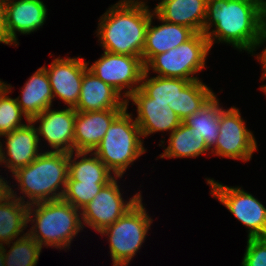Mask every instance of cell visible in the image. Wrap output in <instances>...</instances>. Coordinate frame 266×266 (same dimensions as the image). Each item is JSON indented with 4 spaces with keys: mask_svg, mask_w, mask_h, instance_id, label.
Listing matches in <instances>:
<instances>
[{
    "mask_svg": "<svg viewBox=\"0 0 266 266\" xmlns=\"http://www.w3.org/2000/svg\"><path fill=\"white\" fill-rule=\"evenodd\" d=\"M46 5L42 0H5L8 45H19L16 32L30 34L45 23Z\"/></svg>",
    "mask_w": 266,
    "mask_h": 266,
    "instance_id": "obj_16",
    "label": "cell"
},
{
    "mask_svg": "<svg viewBox=\"0 0 266 266\" xmlns=\"http://www.w3.org/2000/svg\"><path fill=\"white\" fill-rule=\"evenodd\" d=\"M207 0H161L152 12L160 20L175 23L203 33Z\"/></svg>",
    "mask_w": 266,
    "mask_h": 266,
    "instance_id": "obj_20",
    "label": "cell"
},
{
    "mask_svg": "<svg viewBox=\"0 0 266 266\" xmlns=\"http://www.w3.org/2000/svg\"><path fill=\"white\" fill-rule=\"evenodd\" d=\"M131 116L126 107L113 120L93 151L114 176L121 178L129 165L146 152L140 128Z\"/></svg>",
    "mask_w": 266,
    "mask_h": 266,
    "instance_id": "obj_5",
    "label": "cell"
},
{
    "mask_svg": "<svg viewBox=\"0 0 266 266\" xmlns=\"http://www.w3.org/2000/svg\"><path fill=\"white\" fill-rule=\"evenodd\" d=\"M191 81L179 78L166 77H148V73L144 71L140 89L150 98L155 101L169 103L168 105L174 108V101L178 90H183Z\"/></svg>",
    "mask_w": 266,
    "mask_h": 266,
    "instance_id": "obj_27",
    "label": "cell"
},
{
    "mask_svg": "<svg viewBox=\"0 0 266 266\" xmlns=\"http://www.w3.org/2000/svg\"><path fill=\"white\" fill-rule=\"evenodd\" d=\"M8 253L3 245L5 266H36L42 247L27 232L18 237Z\"/></svg>",
    "mask_w": 266,
    "mask_h": 266,
    "instance_id": "obj_28",
    "label": "cell"
},
{
    "mask_svg": "<svg viewBox=\"0 0 266 266\" xmlns=\"http://www.w3.org/2000/svg\"><path fill=\"white\" fill-rule=\"evenodd\" d=\"M223 110L219 100L214 95L197 112H194L182 121L192 132L202 135L206 146L211 150L219 136L220 112Z\"/></svg>",
    "mask_w": 266,
    "mask_h": 266,
    "instance_id": "obj_23",
    "label": "cell"
},
{
    "mask_svg": "<svg viewBox=\"0 0 266 266\" xmlns=\"http://www.w3.org/2000/svg\"><path fill=\"white\" fill-rule=\"evenodd\" d=\"M6 181V182H5ZM9 182L0 175V202L6 201L11 196V187Z\"/></svg>",
    "mask_w": 266,
    "mask_h": 266,
    "instance_id": "obj_34",
    "label": "cell"
},
{
    "mask_svg": "<svg viewBox=\"0 0 266 266\" xmlns=\"http://www.w3.org/2000/svg\"><path fill=\"white\" fill-rule=\"evenodd\" d=\"M211 47L204 33H196L191 39L165 53L154 55L146 64L160 77L199 80L192 76L205 69V60Z\"/></svg>",
    "mask_w": 266,
    "mask_h": 266,
    "instance_id": "obj_7",
    "label": "cell"
},
{
    "mask_svg": "<svg viewBox=\"0 0 266 266\" xmlns=\"http://www.w3.org/2000/svg\"><path fill=\"white\" fill-rule=\"evenodd\" d=\"M88 154H90V157H87ZM80 157L81 159L77 161L76 159ZM68 162L69 172L67 181L108 183L115 177L107 166L92 152H70L68 153Z\"/></svg>",
    "mask_w": 266,
    "mask_h": 266,
    "instance_id": "obj_22",
    "label": "cell"
},
{
    "mask_svg": "<svg viewBox=\"0 0 266 266\" xmlns=\"http://www.w3.org/2000/svg\"><path fill=\"white\" fill-rule=\"evenodd\" d=\"M214 95L201 80L191 81L183 90H178L172 110L183 121L199 111Z\"/></svg>",
    "mask_w": 266,
    "mask_h": 266,
    "instance_id": "obj_26",
    "label": "cell"
},
{
    "mask_svg": "<svg viewBox=\"0 0 266 266\" xmlns=\"http://www.w3.org/2000/svg\"><path fill=\"white\" fill-rule=\"evenodd\" d=\"M266 41V16L261 24L260 30H259V34L257 36V39L255 40L254 46L250 52V54L252 53L253 55V51H256L255 49H257V46L259 47L260 45H263V43ZM257 59L261 62V64L263 65L262 69H263V74H262V79L261 81L264 79H266V47L264 48V50L262 51L261 54H259L258 56L256 55Z\"/></svg>",
    "mask_w": 266,
    "mask_h": 266,
    "instance_id": "obj_32",
    "label": "cell"
},
{
    "mask_svg": "<svg viewBox=\"0 0 266 266\" xmlns=\"http://www.w3.org/2000/svg\"><path fill=\"white\" fill-rule=\"evenodd\" d=\"M88 70L120 94L123 89H127L123 92V97L128 100L140 88L145 65L142 57L104 51L101 58L88 67Z\"/></svg>",
    "mask_w": 266,
    "mask_h": 266,
    "instance_id": "obj_9",
    "label": "cell"
},
{
    "mask_svg": "<svg viewBox=\"0 0 266 266\" xmlns=\"http://www.w3.org/2000/svg\"><path fill=\"white\" fill-rule=\"evenodd\" d=\"M129 99L137 106V117L135 122L138 124L142 137H147L159 131H170L180 126L182 121L168 105L169 103L155 101L148 97L140 88L137 89Z\"/></svg>",
    "mask_w": 266,
    "mask_h": 266,
    "instance_id": "obj_14",
    "label": "cell"
},
{
    "mask_svg": "<svg viewBox=\"0 0 266 266\" xmlns=\"http://www.w3.org/2000/svg\"><path fill=\"white\" fill-rule=\"evenodd\" d=\"M143 1L119 0L100 17L97 35L104 51L142 57L152 12Z\"/></svg>",
    "mask_w": 266,
    "mask_h": 266,
    "instance_id": "obj_2",
    "label": "cell"
},
{
    "mask_svg": "<svg viewBox=\"0 0 266 266\" xmlns=\"http://www.w3.org/2000/svg\"><path fill=\"white\" fill-rule=\"evenodd\" d=\"M2 136L6 137L7 151L4 152L0 141V164L5 163L12 173L18 168L27 166L41 154L38 148L41 139L31 121Z\"/></svg>",
    "mask_w": 266,
    "mask_h": 266,
    "instance_id": "obj_15",
    "label": "cell"
},
{
    "mask_svg": "<svg viewBox=\"0 0 266 266\" xmlns=\"http://www.w3.org/2000/svg\"><path fill=\"white\" fill-rule=\"evenodd\" d=\"M107 183H82L81 181H67L62 199L81 210Z\"/></svg>",
    "mask_w": 266,
    "mask_h": 266,
    "instance_id": "obj_30",
    "label": "cell"
},
{
    "mask_svg": "<svg viewBox=\"0 0 266 266\" xmlns=\"http://www.w3.org/2000/svg\"><path fill=\"white\" fill-rule=\"evenodd\" d=\"M123 110L77 111L74 125V151L93 152L113 120Z\"/></svg>",
    "mask_w": 266,
    "mask_h": 266,
    "instance_id": "obj_17",
    "label": "cell"
},
{
    "mask_svg": "<svg viewBox=\"0 0 266 266\" xmlns=\"http://www.w3.org/2000/svg\"><path fill=\"white\" fill-rule=\"evenodd\" d=\"M5 257H4V250L3 245H0V266H5Z\"/></svg>",
    "mask_w": 266,
    "mask_h": 266,
    "instance_id": "obj_35",
    "label": "cell"
},
{
    "mask_svg": "<svg viewBox=\"0 0 266 266\" xmlns=\"http://www.w3.org/2000/svg\"><path fill=\"white\" fill-rule=\"evenodd\" d=\"M153 16L161 21L162 24L152 26ZM195 34L196 32L189 27L160 20V18L153 12L148 23L145 44L142 52V61L144 65L154 55L165 53L178 47L180 44L191 39Z\"/></svg>",
    "mask_w": 266,
    "mask_h": 266,
    "instance_id": "obj_19",
    "label": "cell"
},
{
    "mask_svg": "<svg viewBox=\"0 0 266 266\" xmlns=\"http://www.w3.org/2000/svg\"><path fill=\"white\" fill-rule=\"evenodd\" d=\"M47 72L54 98L59 97L68 107H75L79 101L83 74L88 63L83 58H56Z\"/></svg>",
    "mask_w": 266,
    "mask_h": 266,
    "instance_id": "obj_12",
    "label": "cell"
},
{
    "mask_svg": "<svg viewBox=\"0 0 266 266\" xmlns=\"http://www.w3.org/2000/svg\"><path fill=\"white\" fill-rule=\"evenodd\" d=\"M255 150L257 142L253 133L247 129L239 109H223L220 112L219 136L211 153L246 162L252 158Z\"/></svg>",
    "mask_w": 266,
    "mask_h": 266,
    "instance_id": "obj_10",
    "label": "cell"
},
{
    "mask_svg": "<svg viewBox=\"0 0 266 266\" xmlns=\"http://www.w3.org/2000/svg\"><path fill=\"white\" fill-rule=\"evenodd\" d=\"M121 96L112 86L87 69L83 74L79 101L74 109L82 112L125 109L127 100Z\"/></svg>",
    "mask_w": 266,
    "mask_h": 266,
    "instance_id": "obj_18",
    "label": "cell"
},
{
    "mask_svg": "<svg viewBox=\"0 0 266 266\" xmlns=\"http://www.w3.org/2000/svg\"><path fill=\"white\" fill-rule=\"evenodd\" d=\"M260 89H262L266 94V85L265 86L263 85L262 87L260 86Z\"/></svg>",
    "mask_w": 266,
    "mask_h": 266,
    "instance_id": "obj_37",
    "label": "cell"
},
{
    "mask_svg": "<svg viewBox=\"0 0 266 266\" xmlns=\"http://www.w3.org/2000/svg\"><path fill=\"white\" fill-rule=\"evenodd\" d=\"M117 178L120 176H115L104 185L99 193L81 209L83 227L86 224L100 233L122 217L141 198V193L138 192L125 202L120 193Z\"/></svg>",
    "mask_w": 266,
    "mask_h": 266,
    "instance_id": "obj_11",
    "label": "cell"
},
{
    "mask_svg": "<svg viewBox=\"0 0 266 266\" xmlns=\"http://www.w3.org/2000/svg\"><path fill=\"white\" fill-rule=\"evenodd\" d=\"M147 214L141 197L122 217L100 232L109 237L113 266H127L140 249L152 223Z\"/></svg>",
    "mask_w": 266,
    "mask_h": 266,
    "instance_id": "obj_6",
    "label": "cell"
},
{
    "mask_svg": "<svg viewBox=\"0 0 266 266\" xmlns=\"http://www.w3.org/2000/svg\"><path fill=\"white\" fill-rule=\"evenodd\" d=\"M20 96L16 98L17 104L30 121L52 106L54 96L44 67H40L29 78Z\"/></svg>",
    "mask_w": 266,
    "mask_h": 266,
    "instance_id": "obj_21",
    "label": "cell"
},
{
    "mask_svg": "<svg viewBox=\"0 0 266 266\" xmlns=\"http://www.w3.org/2000/svg\"><path fill=\"white\" fill-rule=\"evenodd\" d=\"M29 205L10 196L0 202V245L7 244L24 232L28 224Z\"/></svg>",
    "mask_w": 266,
    "mask_h": 266,
    "instance_id": "obj_24",
    "label": "cell"
},
{
    "mask_svg": "<svg viewBox=\"0 0 266 266\" xmlns=\"http://www.w3.org/2000/svg\"><path fill=\"white\" fill-rule=\"evenodd\" d=\"M80 217V210L63 199L31 204L28 208V223H35L27 233L42 248L47 245L65 249L76 234L83 230Z\"/></svg>",
    "mask_w": 266,
    "mask_h": 266,
    "instance_id": "obj_4",
    "label": "cell"
},
{
    "mask_svg": "<svg viewBox=\"0 0 266 266\" xmlns=\"http://www.w3.org/2000/svg\"><path fill=\"white\" fill-rule=\"evenodd\" d=\"M11 88L10 84L5 83V87L0 91V137L26 125L21 122L23 115L27 122L30 121L17 104L16 98L7 95Z\"/></svg>",
    "mask_w": 266,
    "mask_h": 266,
    "instance_id": "obj_29",
    "label": "cell"
},
{
    "mask_svg": "<svg viewBox=\"0 0 266 266\" xmlns=\"http://www.w3.org/2000/svg\"><path fill=\"white\" fill-rule=\"evenodd\" d=\"M242 266H266V237L248 238Z\"/></svg>",
    "mask_w": 266,
    "mask_h": 266,
    "instance_id": "obj_31",
    "label": "cell"
},
{
    "mask_svg": "<svg viewBox=\"0 0 266 266\" xmlns=\"http://www.w3.org/2000/svg\"><path fill=\"white\" fill-rule=\"evenodd\" d=\"M0 43L8 45V33L5 18V0H0Z\"/></svg>",
    "mask_w": 266,
    "mask_h": 266,
    "instance_id": "obj_33",
    "label": "cell"
},
{
    "mask_svg": "<svg viewBox=\"0 0 266 266\" xmlns=\"http://www.w3.org/2000/svg\"><path fill=\"white\" fill-rule=\"evenodd\" d=\"M77 111L73 107L52 110L47 108L31 122H39L38 136H42L53 152H74V125Z\"/></svg>",
    "mask_w": 266,
    "mask_h": 266,
    "instance_id": "obj_13",
    "label": "cell"
},
{
    "mask_svg": "<svg viewBox=\"0 0 266 266\" xmlns=\"http://www.w3.org/2000/svg\"><path fill=\"white\" fill-rule=\"evenodd\" d=\"M265 16L266 0H207L203 33L210 47L216 40L250 53Z\"/></svg>",
    "mask_w": 266,
    "mask_h": 266,
    "instance_id": "obj_1",
    "label": "cell"
},
{
    "mask_svg": "<svg viewBox=\"0 0 266 266\" xmlns=\"http://www.w3.org/2000/svg\"><path fill=\"white\" fill-rule=\"evenodd\" d=\"M5 87V82L0 79V91Z\"/></svg>",
    "mask_w": 266,
    "mask_h": 266,
    "instance_id": "obj_36",
    "label": "cell"
},
{
    "mask_svg": "<svg viewBox=\"0 0 266 266\" xmlns=\"http://www.w3.org/2000/svg\"><path fill=\"white\" fill-rule=\"evenodd\" d=\"M212 196L219 200L248 230V238L266 237V208L252 194L240 187H228L212 179Z\"/></svg>",
    "mask_w": 266,
    "mask_h": 266,
    "instance_id": "obj_8",
    "label": "cell"
},
{
    "mask_svg": "<svg viewBox=\"0 0 266 266\" xmlns=\"http://www.w3.org/2000/svg\"><path fill=\"white\" fill-rule=\"evenodd\" d=\"M169 134V145L164 148V153L160 154L161 158H195L210 150L206 146L203 136L192 132L183 123Z\"/></svg>",
    "mask_w": 266,
    "mask_h": 266,
    "instance_id": "obj_25",
    "label": "cell"
},
{
    "mask_svg": "<svg viewBox=\"0 0 266 266\" xmlns=\"http://www.w3.org/2000/svg\"><path fill=\"white\" fill-rule=\"evenodd\" d=\"M68 172V153L52 150L41 152L33 162L12 173L20 186V193L25 195L17 197L11 189V196L28 205L62 199ZM26 196L29 200L24 201Z\"/></svg>",
    "mask_w": 266,
    "mask_h": 266,
    "instance_id": "obj_3",
    "label": "cell"
}]
</instances>
